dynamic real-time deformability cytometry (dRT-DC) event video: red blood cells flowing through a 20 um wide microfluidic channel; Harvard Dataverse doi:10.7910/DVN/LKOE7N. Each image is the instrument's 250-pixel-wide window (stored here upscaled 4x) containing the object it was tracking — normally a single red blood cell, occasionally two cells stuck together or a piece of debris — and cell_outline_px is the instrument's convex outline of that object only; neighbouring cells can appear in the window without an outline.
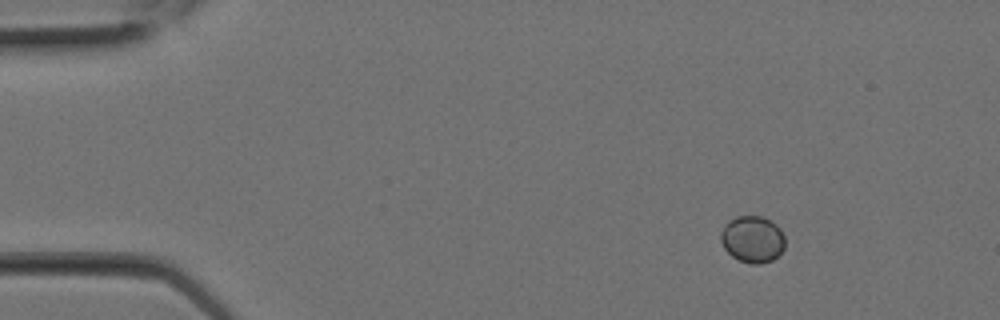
{"species": "Egyptian fruit bat (a non-hibernating species)", "species_latin": "Rousettus aegyptiacus", "temperature_condition": "room temperature", "stored_images_in_passage": 2, "camera_frame_rate_fps": 3000, "um_per_image_px": 0.085, "animal": {"sex": "female"}, "frame": {"image": 1, "passage_image": 1, "time_ms": 0.0, "image_size_px": [1000, 320], "cell_outline_px": [[784, 248], [772, 260], [760, 264], [752, 264], [740, 260], [732, 256], [724, 248], [720, 240], [720, 232], [724, 224], [728, 220], [736, 216], [764, 216], [772, 220], [780, 228], [784, 236]], "centroid_in_image_um": [63.95, 20.3], "position_along_channel_um": 21.1, "area_um2": 17.69}}